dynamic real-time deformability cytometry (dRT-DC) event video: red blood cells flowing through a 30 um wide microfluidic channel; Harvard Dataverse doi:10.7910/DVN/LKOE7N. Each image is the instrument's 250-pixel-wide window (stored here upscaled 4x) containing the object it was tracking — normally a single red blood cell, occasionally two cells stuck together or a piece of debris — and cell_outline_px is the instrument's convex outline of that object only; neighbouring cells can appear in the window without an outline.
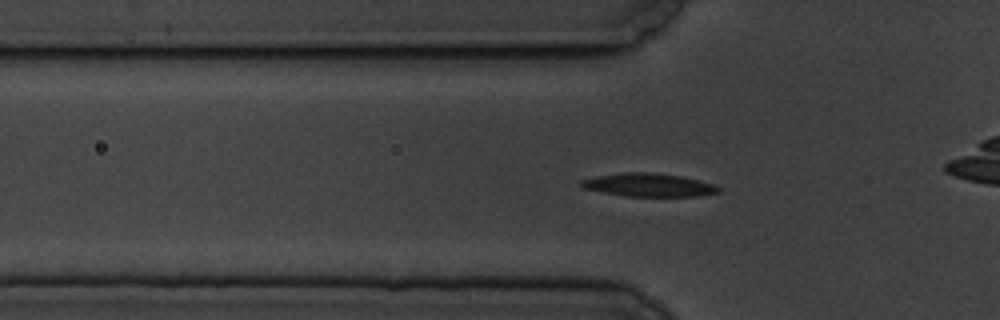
{"species": "common noctule bat (a hibernating species)", "species_latin": "Nyctalus noctula", "temperature_condition": "cold", "stored_images_in_passage": 58, "camera_frame_rate_fps": 3000, "um_per_image_px": 0.085, "animal": {"sex": "male", "body_mass_g": 19.5, "forearm_length_mm": 54.6}, "frame": {"image": 1, "passage_image": 18, "time_ms": 5.667, "image_size_px": [1000, 320], "cell_outline_px": [[720, 192], [696, 196], [628, 196], [604, 192], [584, 188], [576, 184], [580, 180], [596, 176], [624, 172], [652, 172], [680, 176], [712, 184], [720, 188]], "centroid_in_image_um": [55.08, 15.71], "position_along_channel_um": 70.7, "area_um2": 18.38}}
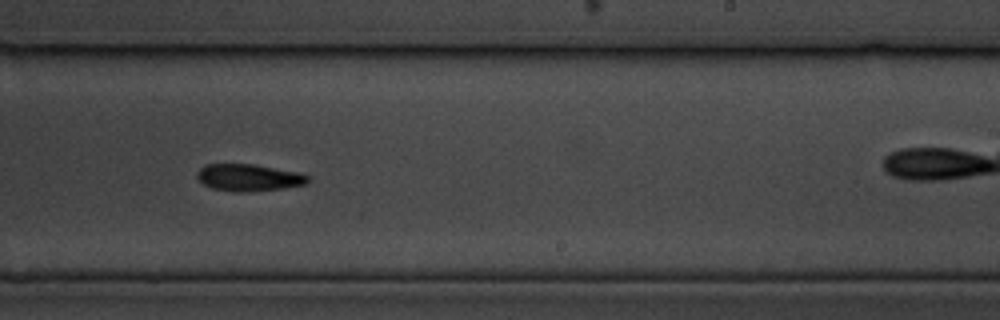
{"frame": {"image": 2, "passage_image": 35, "time_ms": 11.333, "image_size_px": [1000, 320], "cell_outline_px": [[308, 184], [284, 188], [248, 192], [236, 192], [212, 188], [204, 184], [196, 176], [196, 172], [204, 164], [252, 164], [300, 172], [308, 176]], "centroid_in_image_um": [21.14, 15.09], "position_along_channel_um": 267.9, "area_um2": 17.51}}
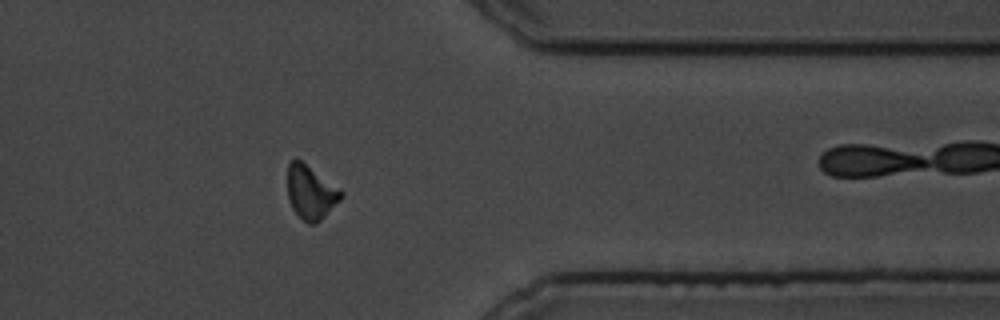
{"frame": {"image": 3, "passage_image": 46, "time_ms": 15.0, "image_size_px": [1000, 320], "cell_outline_px": [[344, 196], [316, 224], [308, 224], [292, 208], [288, 200], [288, 164], [296, 156], [340, 188], [344, 192]], "centroid_in_image_um": [26.42, 16.31], "position_along_channel_um": 385.0, "area_um2": 16.88}, "authors_computed_cell_mechanics": {"area_um2": 17.1088, "velocity_mm_per_s": 3.4942, "shape_relaxation_time_tau1_ms": 2.7966, "shape_relaxation_time_tau2_ms": null, "deformation_change_tau1": 0.1328, "deformation_change_tau2": null}}